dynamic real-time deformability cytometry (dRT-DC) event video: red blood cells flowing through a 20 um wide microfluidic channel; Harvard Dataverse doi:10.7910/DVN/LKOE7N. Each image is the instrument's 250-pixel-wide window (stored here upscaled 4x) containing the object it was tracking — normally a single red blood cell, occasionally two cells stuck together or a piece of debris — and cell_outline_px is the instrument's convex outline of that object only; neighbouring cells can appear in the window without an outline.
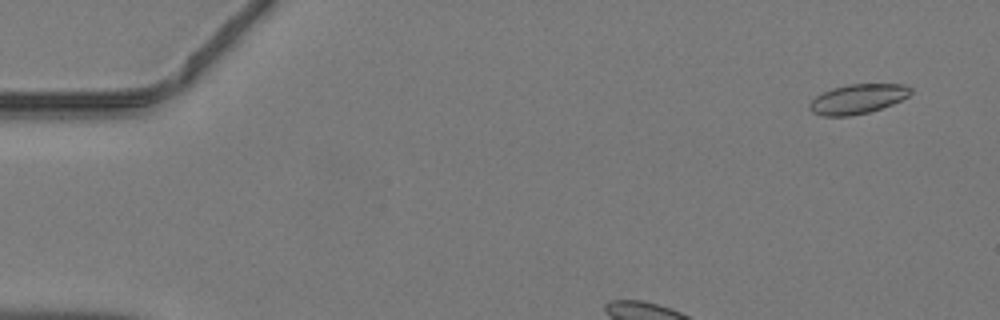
{"species": "common noctule bat (a hibernating species)", "species_latin": "Nyctalus noctula", "temperature_condition": "warm", "stored_images_in_passage": 25, "camera_frame_rate_fps": 3000, "um_per_image_px": 0.085, "animal": {"sex": "male", "body_mass_g": 19.2, "forearm_length_mm": 51.8}, "frame": {"image": 1, "passage_image": 3, "time_ms": 0.667, "image_size_px": [1000, 320], "cell_outline_px": [[912, 92], [908, 96], [892, 104], [868, 112], [848, 116], [820, 116], [812, 112], [808, 108], [808, 104], [816, 96], [832, 88], [848, 84], [904, 84], [912, 88]], "centroid_in_image_um": [72.88, 8.41], "position_along_channel_um": 12.1, "area_um2": 17.4}}
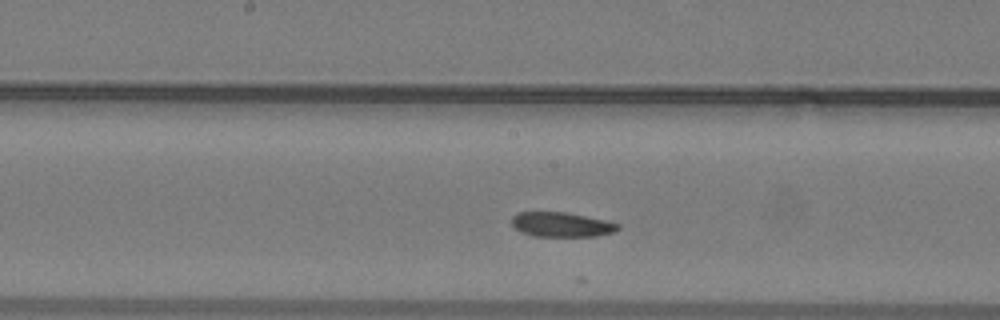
{"frame": {"image": 2, "passage_image": 19, "time_ms": 6.0, "image_size_px": [1000, 320], "cell_outline_px": [[620, 228], [616, 232], [596, 236], [532, 236], [520, 232], [512, 224], [512, 216], [516, 212], [564, 212], [604, 220], [620, 224]], "centroid_in_image_um": [47.72, 19.09], "position_along_channel_um": 200.5, "area_um2": 15.26}}
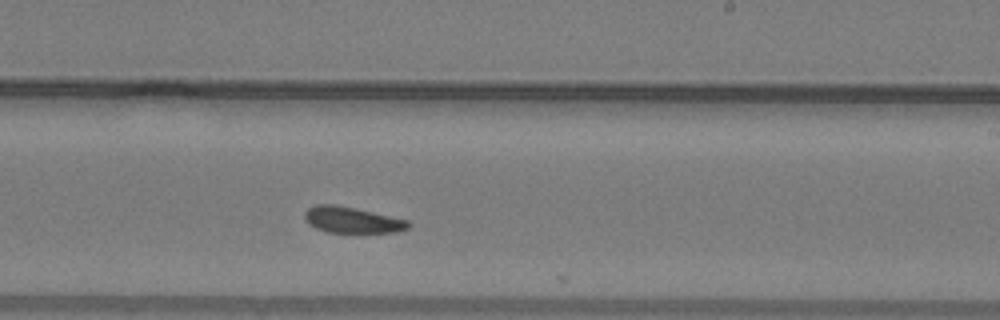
{"frame": {"image": 3, "passage_image": 23, "time_ms": 7.333, "image_size_px": [1000, 320], "cell_outline_px": [[412, 224], [408, 228], [396, 232], [352, 236], [328, 232], [316, 228], [308, 224], [304, 216], [304, 212], [308, 208], [316, 204], [332, 204], [356, 208], [408, 220]], "centroid_in_image_um": [29.95, 18.75], "position_along_channel_um": 259.1, "area_um2": 16.7}}